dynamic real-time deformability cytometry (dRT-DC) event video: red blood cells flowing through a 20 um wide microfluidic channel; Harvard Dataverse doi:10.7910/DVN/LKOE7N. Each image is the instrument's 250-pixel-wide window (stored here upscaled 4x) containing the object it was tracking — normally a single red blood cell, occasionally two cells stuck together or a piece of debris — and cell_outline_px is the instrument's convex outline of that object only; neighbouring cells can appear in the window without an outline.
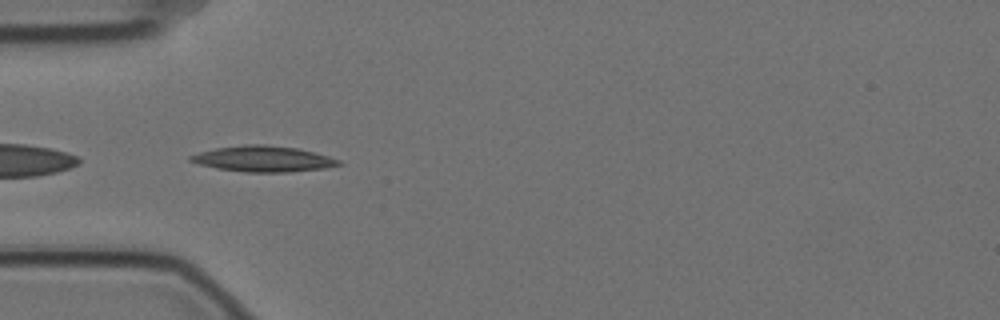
{"species": "Egyptian fruit bat (a non-hibernating species)", "species_latin": "Rousettus aegyptiacus", "temperature_condition": "cold", "stored_images_in_passage": 41, "camera_frame_rate_fps": 3000, "um_per_image_px": 0.085, "animal": {"sex": "female"}, "frame": {"image": 1, "passage_image": 1, "time_ms": 0.0, "image_size_px": [1000, 320], "cell_outline_px": [[344, 164], [324, 168], [288, 172], [244, 172], [216, 168], [200, 164], [188, 160], [188, 156], [200, 152], [216, 148], [244, 144], [264, 144], [300, 148], [316, 152], [340, 160]], "centroid_in_image_um": [22.4, 13.49], "position_along_channel_um": 62.6, "area_um2": 22.43}}
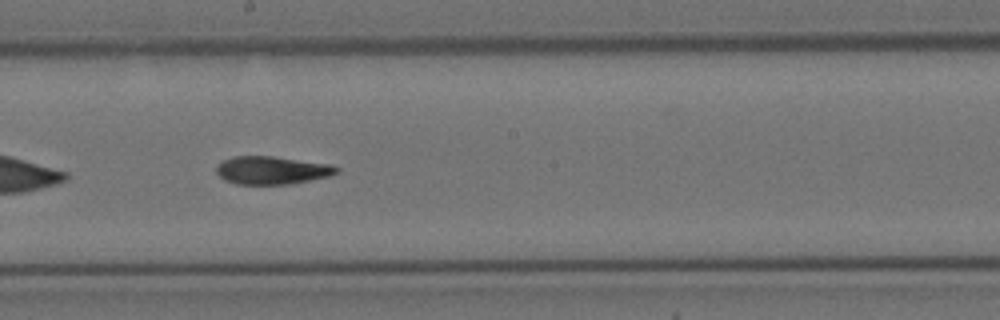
{"frame": {"image": 2, "passage_image": 15, "time_ms": 4.667, "image_size_px": [1000, 320], "cell_outline_px": [[340, 172], [328, 176], [288, 184], [236, 184], [224, 180], [216, 172], [216, 164], [232, 156], [272, 156], [332, 164], [340, 168]], "centroid_in_image_um": [23.1, 14.46], "position_along_channel_um": 225.1, "area_um2": 19.65}}
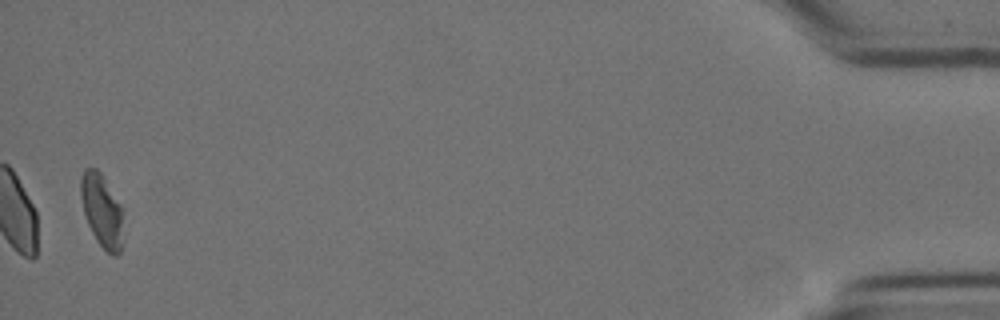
{"frame": {"image": 3, "passage_image": 40, "time_ms": 13.0, "image_size_px": [1000, 320], "cell_outline_px": [[124, 244], [120, 252], [116, 256], [112, 256], [96, 240], [84, 216], [80, 196], [80, 180], [84, 168], [96, 168], [100, 172], [120, 204]], "centroid_in_image_um": [8.65, 17.93], "position_along_channel_um": 426.6, "area_um2": 18.15}, "authors_computed_cell_mechanics": {"area_um2": 19.941, "velocity_mm_per_s": 3.4951, "shape_relaxation_time_tau1_ms": 6.2868, "shape_relaxation_time_tau2_ms": 5.6563, "deformation_change_tau1": 0.1865, "deformation_change_tau2": 0.1122}}